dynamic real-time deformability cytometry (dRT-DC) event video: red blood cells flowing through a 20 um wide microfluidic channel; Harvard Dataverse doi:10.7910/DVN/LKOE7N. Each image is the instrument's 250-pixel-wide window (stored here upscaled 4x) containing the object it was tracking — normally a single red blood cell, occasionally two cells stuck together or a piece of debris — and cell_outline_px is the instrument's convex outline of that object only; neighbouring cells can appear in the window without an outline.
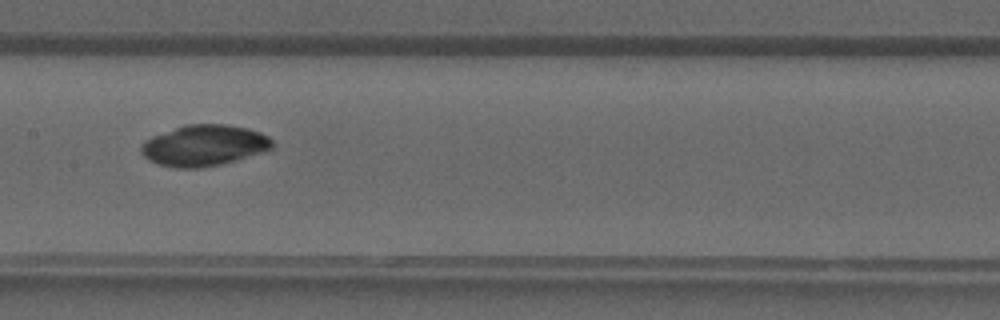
{"species": "common noctule bat (a hibernating species)", "species_latin": "Nyctalus noctula", "temperature_condition": "warm", "stored_images_in_passage": 17, "camera_frame_rate_fps": 3000, "um_per_image_px": 0.085, "animal": {"sex": "male", "forearm_length_mm": 52.5}, "frame": {"image": 1, "passage_image": 8, "time_ms": 2.333, "image_size_px": [1000, 320], "cell_outline_px": [[272, 148], [260, 152], [220, 164], [200, 168], [176, 168], [156, 164], [148, 160], [140, 152], [140, 144], [152, 136], [184, 124], [224, 124], [248, 128], [260, 132], [268, 136], [272, 140]], "centroid_in_image_um": [17.28, 12.36], "position_along_channel_um": 190.1, "area_um2": 31.27}}
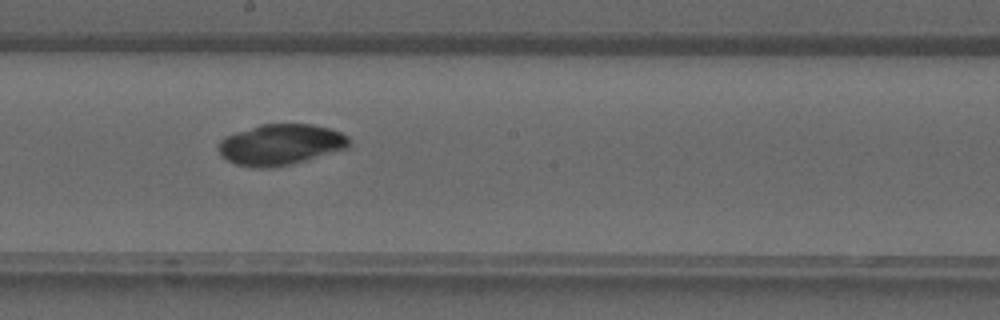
{"frame": {"image": 2, "passage_image": 10, "time_ms": 3.0, "image_size_px": [1000, 320], "cell_outline_px": [[352, 144], [348, 148], [292, 164], [272, 168], [252, 168], [236, 164], [220, 156], [216, 148], [220, 140], [224, 136], [260, 124], [312, 124], [328, 128], [340, 132], [348, 136], [352, 140]], "centroid_in_image_um": [23.84, 12.3], "position_along_channel_um": 224.4, "area_um2": 31.56}}